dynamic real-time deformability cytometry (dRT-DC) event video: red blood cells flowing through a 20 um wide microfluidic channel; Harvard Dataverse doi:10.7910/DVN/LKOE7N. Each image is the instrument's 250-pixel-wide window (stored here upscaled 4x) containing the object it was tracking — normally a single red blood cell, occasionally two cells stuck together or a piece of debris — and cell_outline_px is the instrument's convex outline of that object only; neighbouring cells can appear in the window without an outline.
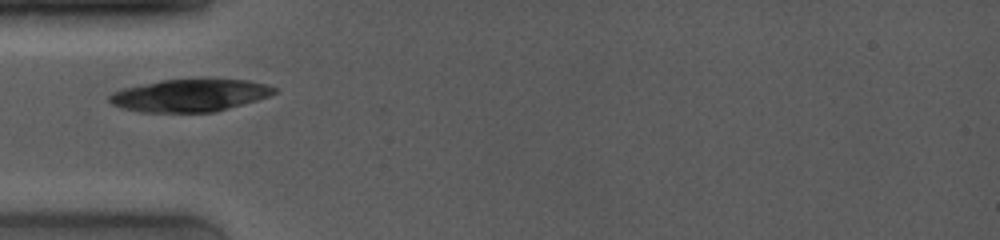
{"species": "common noctule bat (a hibernating species)", "species_latin": "Nyctalus noctula", "temperature_condition": "room temperature", "stored_images_in_passage": 11, "camera_frame_rate_fps": 4000, "um_per_image_px": 0.085, "animal": {"sex": "female", "body_mass_g": 19.0, "forearm_length_mm": 53.3}, "frame": {"image": 1, "passage_image": 1, "time_ms": 0.0, "image_size_px": [1000, 240], "cell_outline_px": [[280, 92], [256, 100], [216, 112], [140, 112], [124, 108], [112, 104], [108, 100], [108, 96], [112, 92], [124, 88], [160, 80], [248, 80], [264, 84], [276, 88]], "centroid_in_image_um": [16.13, 8.12], "position_along_channel_um": 68.9, "area_um2": 30.87}}